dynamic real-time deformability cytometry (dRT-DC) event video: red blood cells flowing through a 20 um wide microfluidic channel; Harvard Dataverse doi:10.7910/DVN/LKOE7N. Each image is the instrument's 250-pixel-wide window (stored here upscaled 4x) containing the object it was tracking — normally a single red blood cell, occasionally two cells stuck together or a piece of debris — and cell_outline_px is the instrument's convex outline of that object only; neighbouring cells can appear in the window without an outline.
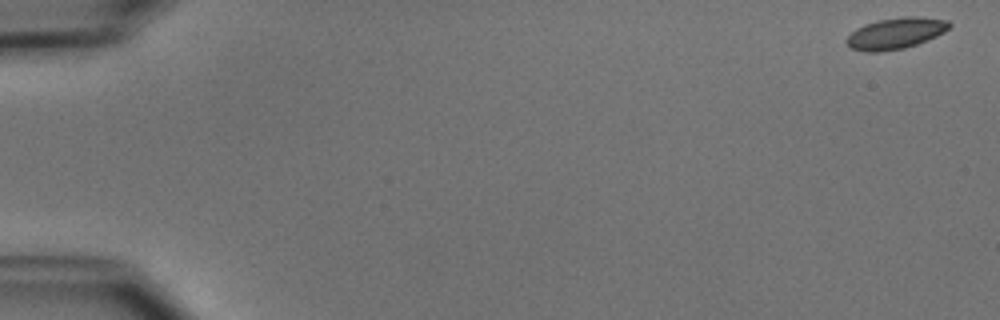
{"species": "common noctule bat (a hibernating species)", "species_latin": "Nyctalus noctula", "temperature_condition": "cold", "stored_images_in_passage": 14, "camera_frame_rate_fps": 3000, "um_per_image_px": 0.085, "animal": {"sex": "male", "body_mass_g": 15.6}, "frame": {"image": 1, "passage_image": 1, "time_ms": 0.0, "image_size_px": [1000, 320], "cell_outline_px": [[952, 24], [944, 32], [936, 36], [916, 44], [904, 48], [880, 52], [864, 52], [852, 48], [844, 40], [856, 28], [864, 24], [880, 20], [904, 16], [916, 16], [948, 20]], "centroid_in_image_um": [76.12, 2.83], "position_along_channel_um": 8.9, "area_um2": 18.61}}
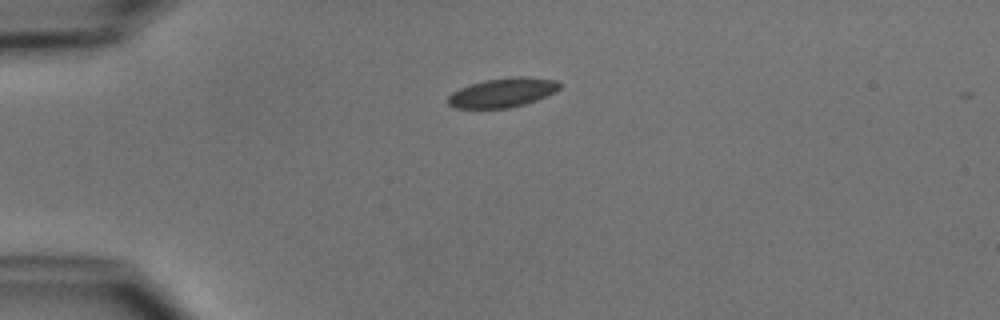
{"frame": {"image": 2, "passage_image": 13, "time_ms": 4.0, "image_size_px": [1000, 320], "cell_outline_px": [[560, 88], [556, 92], [536, 100], [524, 104], [508, 108], [456, 108], [448, 104], [448, 96], [452, 92], [468, 84], [484, 80], [512, 76], [528, 76], [556, 80], [560, 84]], "centroid_in_image_um": [42.73, 7.85], "position_along_channel_um": 42.3, "area_um2": 19.19}}